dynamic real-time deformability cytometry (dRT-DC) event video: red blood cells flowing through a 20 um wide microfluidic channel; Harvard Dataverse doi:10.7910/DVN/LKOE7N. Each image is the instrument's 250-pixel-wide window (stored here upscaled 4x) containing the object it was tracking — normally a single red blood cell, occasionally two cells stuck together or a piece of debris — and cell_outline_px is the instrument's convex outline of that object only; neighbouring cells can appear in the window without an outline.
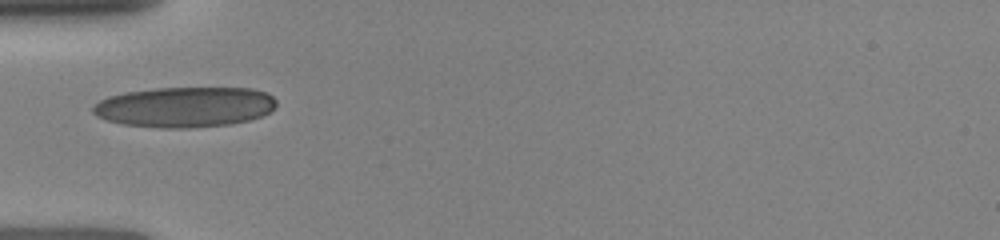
{"species": "human", "species_latin": "Homo sapiens", "temperature_condition": "room temperature", "stored_images_in_passage": 44, "camera_frame_rate_fps": 3000, "um_per_image_px": 0.085, "donor": {"sex": "female"}, "frame": {"image": 1, "passage_image": 1, "time_ms": 0.0, "image_size_px": [1000, 240], "cell_outline_px": [[276, 104], [268, 112], [260, 116], [248, 120], [228, 124], [188, 128], [164, 128], [124, 124], [108, 120], [96, 116], [92, 112], [92, 108], [100, 100], [108, 96], [124, 92], [156, 88], [252, 88], [268, 92], [276, 100]], "centroid_in_image_um": [15.7, 9.08], "position_along_channel_um": 69.3, "area_um2": 43.0}}
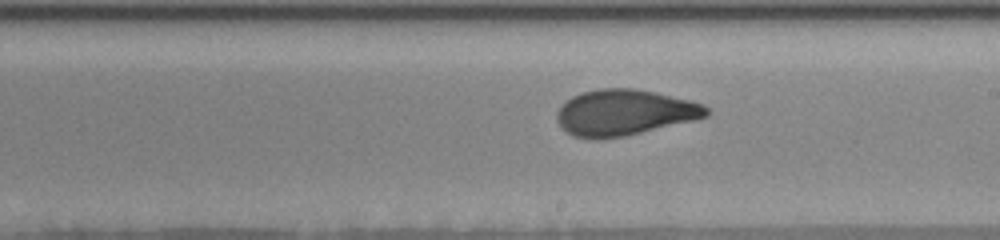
{"frame": {"image": 2, "passage_image": 17, "time_ms": 4.0, "image_size_px": [1000, 240], "cell_outline_px": [[708, 116], [696, 120], [624, 136], [592, 140], [572, 136], [560, 128], [556, 120], [556, 112], [572, 96], [580, 92], [600, 88], [632, 88], [692, 100], [704, 104], [708, 108]], "centroid_in_image_um": [53.05, 9.58], "position_along_channel_um": 235.9, "area_um2": 40.23}}
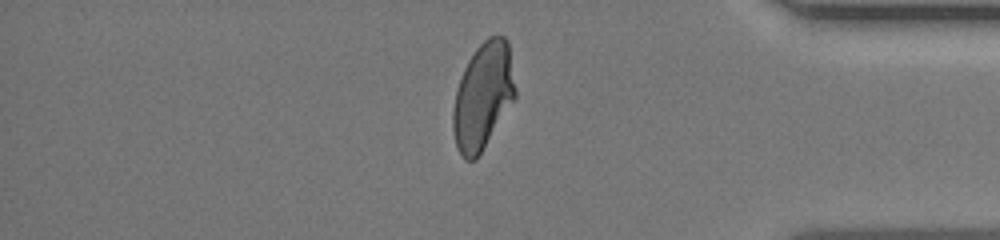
{"frame": {"image": 3, "passage_image": 36, "time_ms": 8.333, "image_size_px": [1000, 240], "cell_outline_px": [[516, 96], [476, 160], [464, 160], [456, 144], [452, 128], [452, 112], [456, 92], [464, 68], [468, 60], [476, 48], [488, 36], [504, 36], [508, 40], [516, 88]], "centroid_in_image_um": [41.05, 8.15], "position_along_channel_um": 394.1, "area_um2": 38.44}}